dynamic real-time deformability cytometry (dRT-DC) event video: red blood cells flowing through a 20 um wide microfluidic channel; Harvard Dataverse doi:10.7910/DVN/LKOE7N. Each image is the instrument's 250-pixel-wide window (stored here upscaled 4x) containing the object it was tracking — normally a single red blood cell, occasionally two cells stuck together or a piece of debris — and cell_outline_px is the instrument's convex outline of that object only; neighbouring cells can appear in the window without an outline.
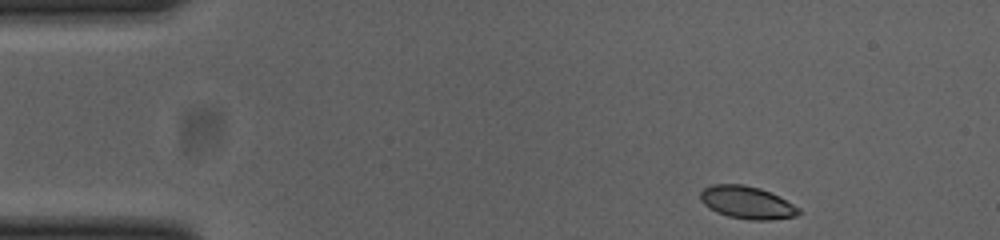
{"species": "common noctule bat (a hibernating species)", "species_latin": "Nyctalus noctula", "temperature_condition": "cold", "stored_images_in_passage": 48, "camera_frame_rate_fps": 3000, "um_per_image_px": 0.085, "animal": {"sex": "female", "body_mass_g": 23.0, "forearm_length_mm": 53.4}, "frame": {"image": 1, "passage_image": 1, "time_ms": 0.0, "image_size_px": [1000, 240], "cell_outline_px": [[800, 212], [796, 216], [768, 220], [752, 220], [728, 216], [716, 212], [708, 208], [700, 200], [700, 192], [704, 188], [712, 184], [744, 184], [760, 188], [800, 208]], "centroid_in_image_um": [63.44, 17.21], "position_along_channel_um": 21.6, "area_um2": 18.5}}
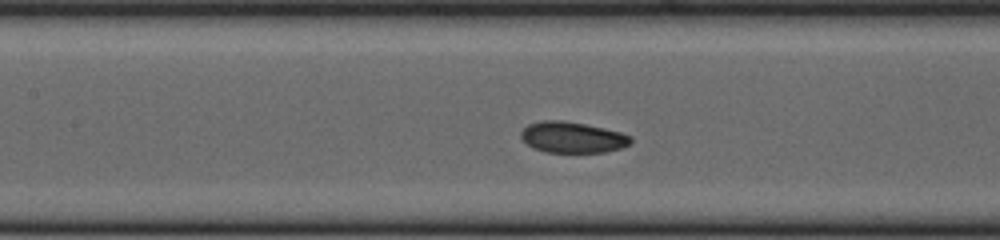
{"frame": {"image": 2, "passage_image": 19, "time_ms": 6.0, "image_size_px": [1000, 240], "cell_outline_px": [[632, 144], [620, 148], [604, 152], [548, 152], [532, 148], [520, 136], [520, 132], [528, 124], [544, 120], [564, 120], [604, 128], [620, 132], [632, 136]], "centroid_in_image_um": [48.67, 11.67], "position_along_channel_um": 158.7, "area_um2": 19.83}}
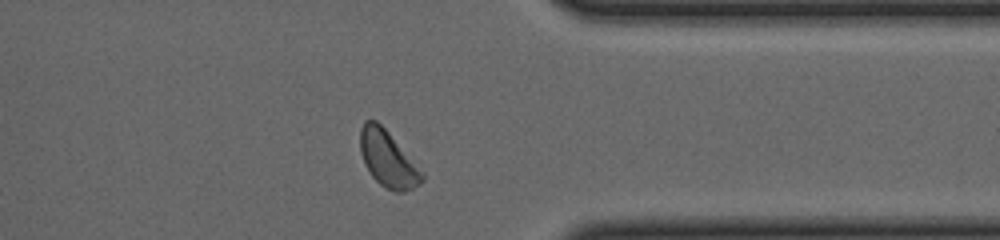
{"frame": {"image": 3, "passage_image": 37, "time_ms": 12.0, "image_size_px": [1000, 240], "cell_outline_px": [[424, 180], [420, 184], [404, 192], [392, 192], [380, 184], [372, 176], [364, 164], [360, 152], [360, 128], [364, 120], [376, 120], [388, 132], [424, 172]], "centroid_in_image_um": [32.97, 13.52], "position_along_channel_um": 378.4, "area_um2": 20.29}, "authors_computed_cell_mechanics": {"area_um2": 19.8254, "velocity_mm_per_s": 3.8015, "shape_relaxation_time_tau1_ms": null, "shape_relaxation_time_tau2_ms": 2.8335, "deformation_change_tau1": null, "deformation_change_tau2": 0.0615}}